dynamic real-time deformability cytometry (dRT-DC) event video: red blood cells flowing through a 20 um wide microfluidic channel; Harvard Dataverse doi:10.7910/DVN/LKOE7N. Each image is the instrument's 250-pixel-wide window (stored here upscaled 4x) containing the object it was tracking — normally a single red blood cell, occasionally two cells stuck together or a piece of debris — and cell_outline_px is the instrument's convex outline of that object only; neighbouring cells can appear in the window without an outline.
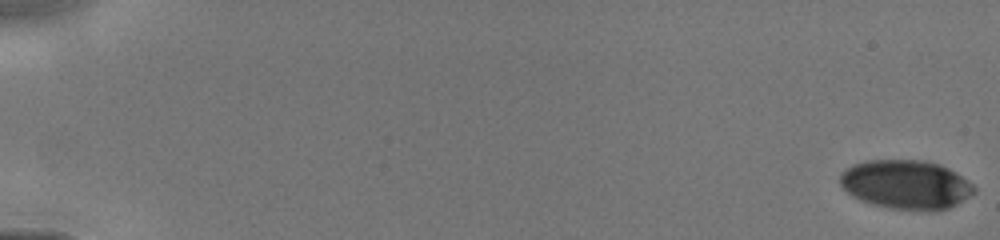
{"species": "human", "species_latin": "Homo sapiens", "temperature_condition": "cold", "stored_images_in_passage": 27, "camera_frame_rate_fps": 3000, "um_per_image_px": 0.085, "donor": {"sex": "male"}, "frame": {"image": 1, "passage_image": 1, "time_ms": 0.0, "image_size_px": [1000, 240], "cell_outline_px": [[976, 192], [956, 204], [948, 208], [932, 212], [928, 212], [888, 208], [872, 204], [860, 200], [852, 196], [840, 184], [840, 172], [852, 164], [868, 160], [924, 160], [940, 164], [956, 172], [968, 180], [976, 188]], "centroid_in_image_um": [77.02, 15.7], "position_along_channel_um": 8.0, "area_um2": 38.78}}
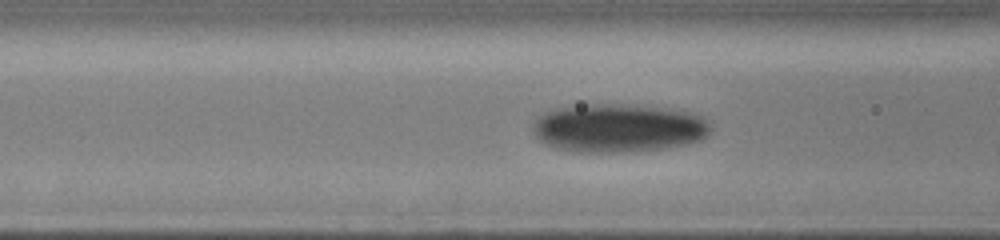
{"frame": {"image": 2, "passage_image": 18, "time_ms": 6.667, "image_size_px": [1000, 240], "cell_outline_px": [[712, 132], [708, 136], [700, 140], [688, 144], [668, 148], [632, 152], [580, 152], [552, 148], [544, 144], [532, 132], [532, 124], [536, 116], [552, 108], [584, 104], [628, 104], [672, 108], [692, 112], [704, 116], [712, 120]], "centroid_in_image_um": [52.61, 10.87], "position_along_channel_um": 114.0, "area_um2": 51.85}}
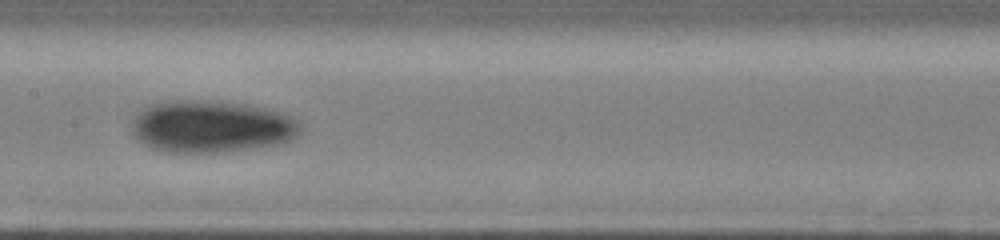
{"frame": {"image": 3, "passage_image": 26, "time_ms": 8.333, "image_size_px": [1000, 240], "cell_outline_px": [[300, 132], [292, 140], [276, 144], [252, 148], [220, 152], [168, 152], [152, 148], [136, 140], [132, 132], [132, 120], [144, 108], [152, 104], [172, 100], [220, 100], [244, 104], [264, 108], [288, 116], [296, 120], [300, 124]], "centroid_in_image_um": [17.93, 10.75], "position_along_channel_um": 189.5, "area_um2": 51.1}}